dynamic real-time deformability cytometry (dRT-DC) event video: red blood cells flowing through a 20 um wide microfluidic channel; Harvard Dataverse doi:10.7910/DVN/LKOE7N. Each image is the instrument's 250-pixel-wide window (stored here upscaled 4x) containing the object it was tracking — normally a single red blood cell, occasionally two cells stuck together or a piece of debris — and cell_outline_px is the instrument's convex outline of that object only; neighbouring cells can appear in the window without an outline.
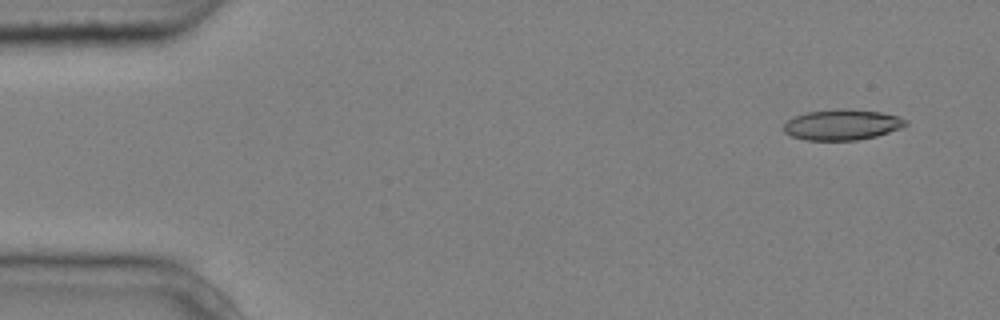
{"species": "common noctule bat (a hibernating species)", "species_latin": "Nyctalus noctula", "temperature_condition": "cold", "stored_images_in_passage": 8, "camera_frame_rate_fps": 3000, "um_per_image_px": 0.085, "animal": {"sex": "male", "body_mass_g": 20.4}, "frame": {"image": 1, "passage_image": 1, "time_ms": 0.0, "image_size_px": [1000, 320], "cell_outline_px": [[908, 124], [900, 128], [876, 136], [856, 140], [804, 140], [792, 136], [784, 132], [784, 124], [788, 120], [804, 112], [836, 108], [848, 108], [880, 112], [900, 116], [908, 120]], "centroid_in_image_um": [71.59, 10.58], "position_along_channel_um": 13.4, "area_um2": 21.96}}
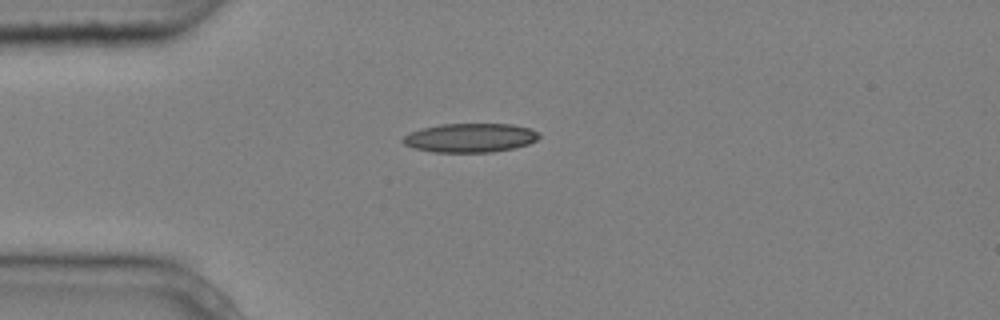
{"frame": {"image": 2, "passage_image": 3, "time_ms": 0.667, "image_size_px": [1000, 320], "cell_outline_px": [[540, 136], [536, 140], [528, 144], [512, 148], [492, 152], [432, 152], [416, 148], [404, 144], [400, 140], [404, 136], [420, 128], [440, 124], [512, 124], [528, 128], [540, 132]], "centroid_in_image_um": [39.96, 11.71], "position_along_channel_um": 45.0, "area_um2": 22.95}}
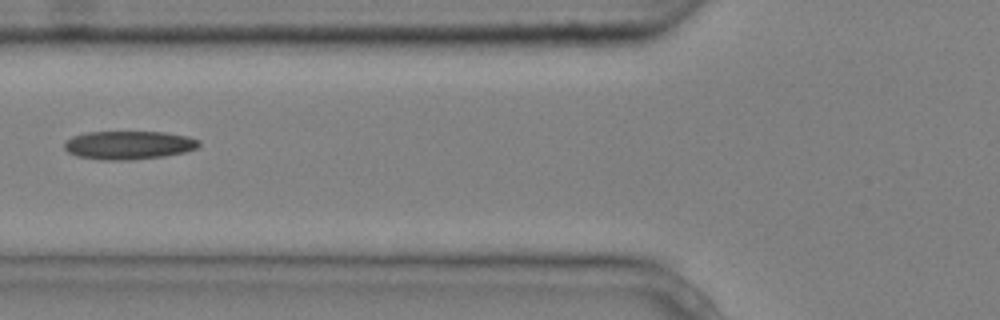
{"frame": {"image": 3, "passage_image": 5, "time_ms": 1.333, "image_size_px": [1000, 320], "cell_outline_px": [[200, 144], [196, 148], [184, 152], [164, 156], [128, 160], [100, 160], [76, 156], [68, 152], [64, 148], [64, 144], [72, 136], [88, 132], [164, 132], [188, 136], [200, 140]], "centroid_in_image_um": [10.93, 12.33], "position_along_channel_um": 114.9, "area_um2": 22.31}}